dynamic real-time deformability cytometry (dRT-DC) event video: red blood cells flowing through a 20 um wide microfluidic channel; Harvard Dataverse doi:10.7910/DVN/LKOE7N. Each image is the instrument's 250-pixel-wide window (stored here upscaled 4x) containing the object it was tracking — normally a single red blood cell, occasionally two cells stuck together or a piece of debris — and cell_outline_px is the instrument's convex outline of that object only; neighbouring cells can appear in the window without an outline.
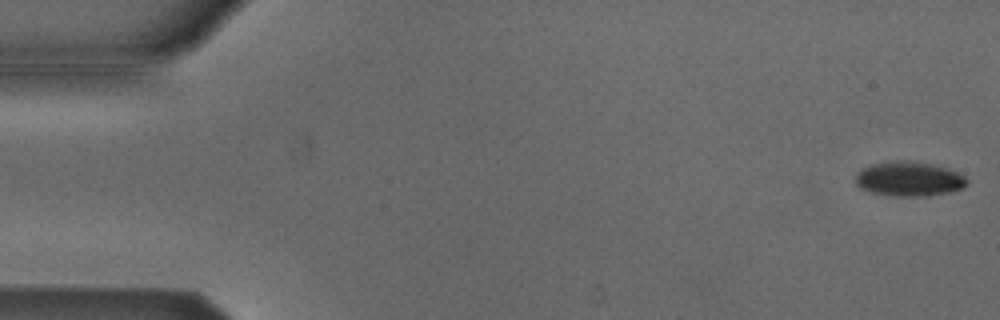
{"species": "Egyptian fruit bat (a non-hibernating species)", "species_latin": "Rousettus aegyptiacus", "temperature_condition": "cold", "stored_images_in_passage": 53, "camera_frame_rate_fps": 3000, "um_per_image_px": 0.085, "animal": {"sex": "male"}, "frame": {"image": 1, "passage_image": 1, "time_ms": 0.0, "image_size_px": [1000, 320], "cell_outline_px": [[968, 184], [964, 188], [948, 192], [928, 196], [896, 196], [872, 192], [860, 188], [856, 184], [856, 172], [872, 164], [900, 160], [932, 164], [948, 168], [964, 176], [968, 180]], "centroid_in_image_um": [77.29, 15.21], "position_along_channel_um": 7.7, "area_um2": 22.31}}
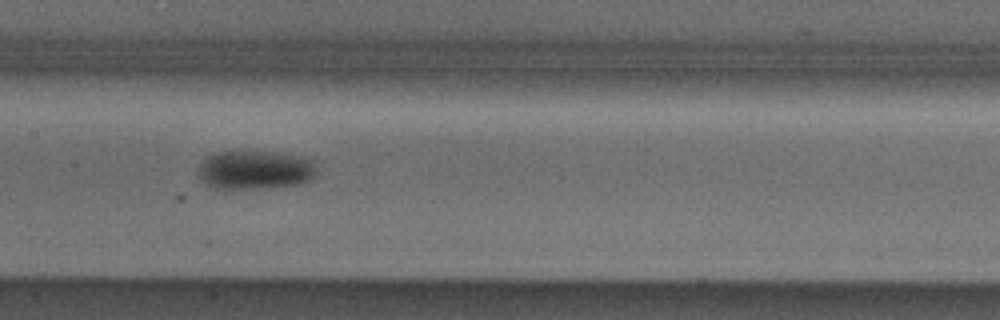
{"frame": {"image": 2, "passage_image": 26, "time_ms": 8.333, "image_size_px": [1000, 320], "cell_outline_px": [[320, 160], [316, 176], [312, 180], [300, 184], [268, 188], [216, 188], [200, 180], [200, 164], [208, 156], [216, 152], [264, 152], [300, 156]], "centroid_in_image_um": [21.82, 14.45], "position_along_channel_um": 185.6, "area_um2": 26.93}}
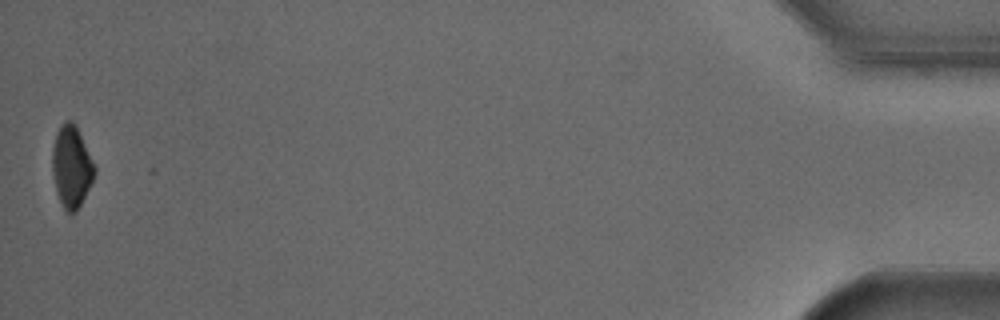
{"frame": {"image": 3, "passage_image": 53, "time_ms": 17.333, "image_size_px": [1000, 320], "cell_outline_px": [[96, 172], [76, 212], [68, 212], [64, 208], [56, 192], [52, 176], [52, 148], [56, 136], [64, 120], [72, 120], [96, 168]], "centroid_in_image_um": [6.05, 14.18], "position_along_channel_um": 429.2, "area_um2": 19.54}, "authors_computed_cell_mechanics": {"area_um2": 24.5072, "velocity_mm_per_s": 3.821, "shape_relaxation_time_tau1_ms": 2.5614, "shape_relaxation_time_tau2_ms": null, "deformation_change_tau1": 0.0866, "deformation_change_tau2": null}}